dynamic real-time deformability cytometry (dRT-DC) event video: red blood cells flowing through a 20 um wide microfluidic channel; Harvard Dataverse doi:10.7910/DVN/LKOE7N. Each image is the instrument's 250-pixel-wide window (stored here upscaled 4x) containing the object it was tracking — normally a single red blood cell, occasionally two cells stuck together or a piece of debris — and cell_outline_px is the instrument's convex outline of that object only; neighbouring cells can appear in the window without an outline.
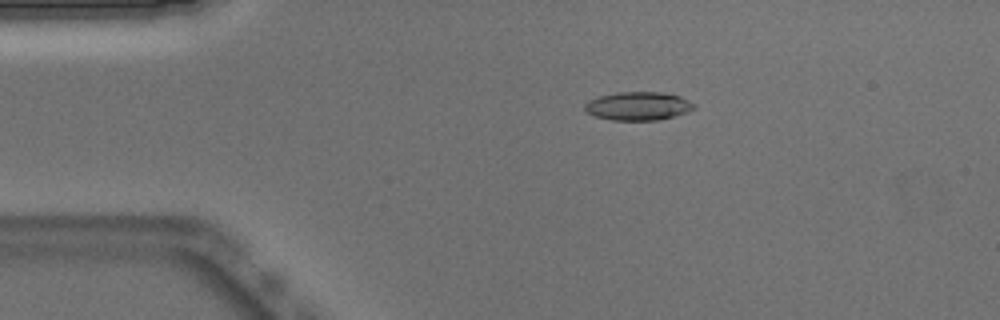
{"species": "Egyptian fruit bat (a non-hibernating species)", "species_latin": "Rousettus aegyptiacus", "temperature_condition": "warm", "stored_images_in_passage": 51, "camera_frame_rate_fps": 3000, "um_per_image_px": 0.085, "animal": {"sex": "male"}, "frame": {"image": 1, "passage_image": 10, "time_ms": 3.0, "image_size_px": [1000, 320], "cell_outline_px": [[696, 108], [688, 112], [676, 116], [660, 120], [612, 120], [596, 116], [588, 112], [584, 108], [584, 104], [588, 100], [600, 96], [616, 92], [664, 92], [680, 96], [696, 104]], "centroid_in_image_um": [54.29, 9.01], "position_along_channel_um": 30.7, "area_um2": 18.26}}
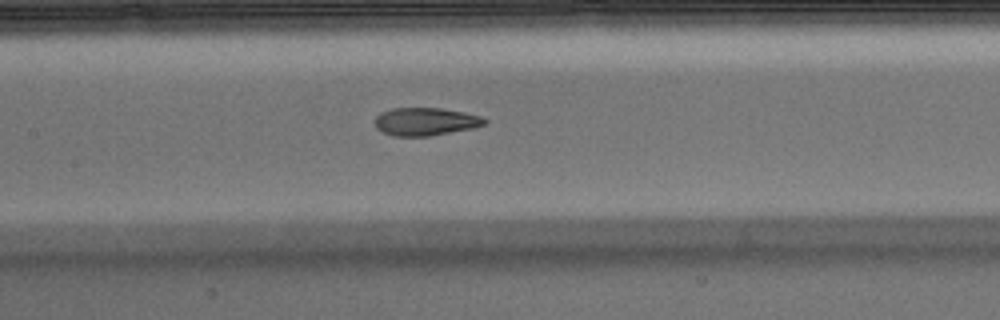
{"frame": {"image": 2, "passage_image": 24, "time_ms": 7.667, "image_size_px": [1000, 320], "cell_outline_px": [[488, 120], [484, 124], [472, 128], [428, 136], [392, 136], [376, 128], [376, 116], [380, 112], [392, 108], [440, 108], [464, 112], [480, 116]], "centroid_in_image_um": [36.14, 10.33], "position_along_channel_um": 171.3, "area_um2": 17.69}}
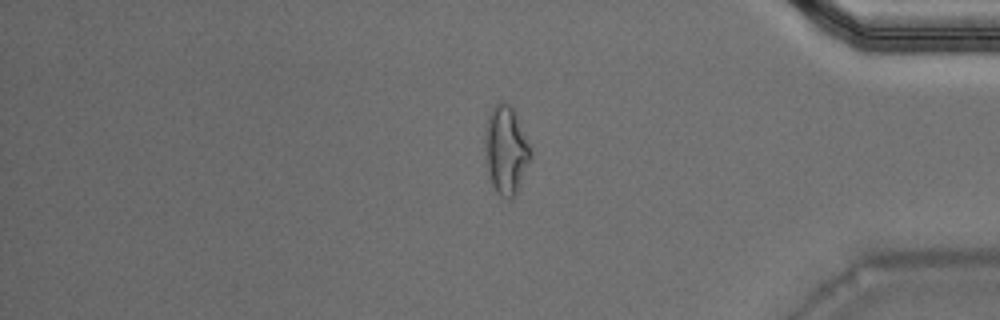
{"frame": {"image": 3, "passage_image": 43, "time_ms": 14.0, "image_size_px": [1000, 320], "cell_outline_px": [[532, 156], [516, 192], [512, 200], [508, 200], [500, 196], [496, 192], [492, 184], [488, 172], [484, 148], [484, 132], [488, 116], [492, 108], [500, 100], [508, 104], [512, 108], [532, 152]], "centroid_in_image_um": [42.97, 12.78], "position_along_channel_um": 392.2, "area_um2": 23.24}, "authors_computed_cell_mechanics": {"area_um2": 18.6116, "velocity_mm_per_s": 3.9192, "shape_relaxation_time_tau1_ms": 8.4875, "shape_relaxation_time_tau2_ms": 1.6825, "deformation_change_tau1": 0.2755, "deformation_change_tau2": 0.0836}}